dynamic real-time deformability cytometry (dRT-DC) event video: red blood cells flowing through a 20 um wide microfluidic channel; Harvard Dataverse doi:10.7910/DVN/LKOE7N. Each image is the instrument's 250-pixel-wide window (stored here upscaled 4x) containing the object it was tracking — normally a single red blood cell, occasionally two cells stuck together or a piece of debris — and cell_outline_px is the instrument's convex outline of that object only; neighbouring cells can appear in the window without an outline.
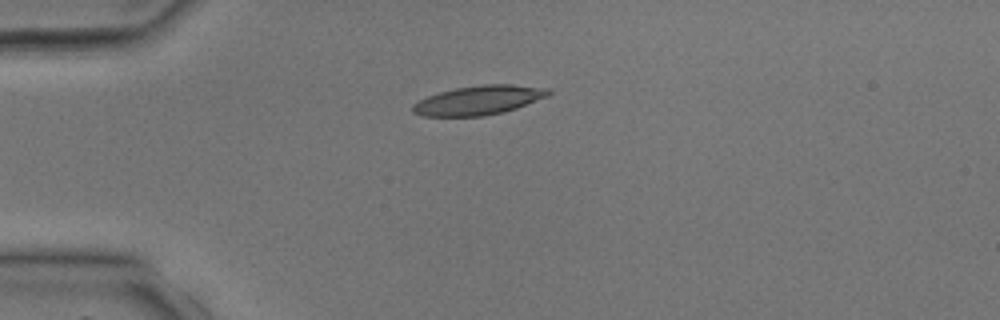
{"species": "common noctule bat (a hibernating species)", "species_latin": "Nyctalus noctula", "temperature_condition": "room temperature", "stored_images_in_passage": 4, "camera_frame_rate_fps": 3000, "um_per_image_px": 0.085, "animal": {"sex": "male", "body_mass_g": 17.9, "forearm_length_mm": 54.2}, "frame": {"image": 1, "passage_image": 4, "time_ms": 3.667, "image_size_px": [1000, 320], "cell_outline_px": [[552, 92], [548, 96], [516, 108], [504, 112], [484, 116], [420, 116], [412, 112], [412, 104], [428, 96], [440, 92], [456, 88], [480, 84], [512, 84], [548, 88]], "centroid_in_image_um": [40.69, 8.52], "position_along_channel_um": 44.3, "area_um2": 23.12}}